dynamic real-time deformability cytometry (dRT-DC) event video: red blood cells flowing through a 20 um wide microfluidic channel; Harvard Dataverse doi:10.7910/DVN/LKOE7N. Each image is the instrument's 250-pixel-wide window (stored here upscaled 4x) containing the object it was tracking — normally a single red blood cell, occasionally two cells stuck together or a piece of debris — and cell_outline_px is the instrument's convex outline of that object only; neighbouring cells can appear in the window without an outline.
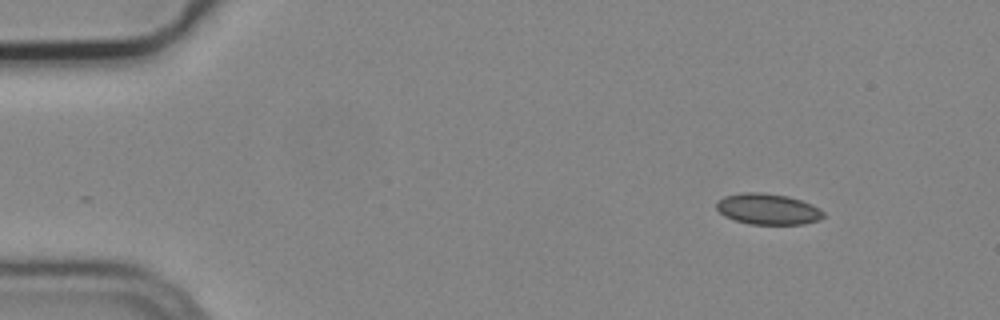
{"species": "common noctule bat (a hibernating species)", "species_latin": "Nyctalus noctula", "temperature_condition": "cold", "stored_images_in_passage": 4, "segment_of_instrument_passage": [1, 2], "camera_frame_rate_fps": 3000, "um_per_image_px": 0.085, "animal": {"sex": "male", "body_mass_g": 19.2, "forearm_length_mm": 51.8}, "frame": {"image": 1, "passage_image": 1, "time_ms": 0.0, "image_size_px": [1000, 320], "cell_outline_px": [[824, 216], [820, 220], [804, 224], [748, 224], [732, 220], [724, 216], [716, 208], [716, 200], [724, 196], [740, 192], [760, 192], [788, 196], [812, 204], [820, 208], [824, 212]], "centroid_in_image_um": [65.24, 17.77], "position_along_channel_um": 19.8, "area_um2": 19.59}}
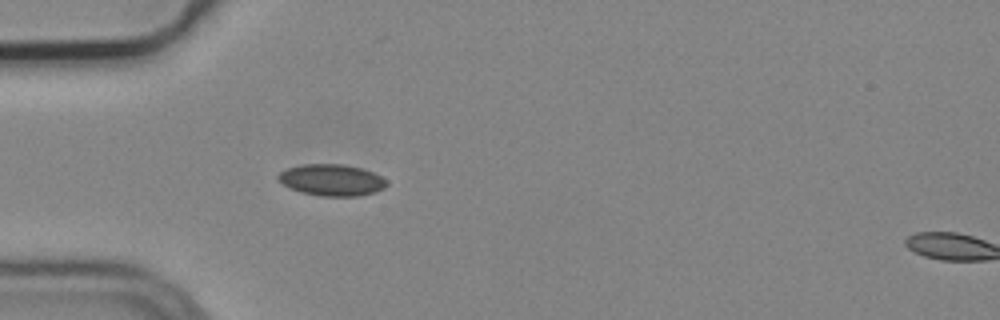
{"frame": {"image": 2, "passage_image": 3, "time_ms": 0.667, "image_size_px": [1000, 320], "cell_outline_px": [[388, 184], [384, 188], [376, 192], [356, 196], [320, 196], [300, 192], [288, 188], [276, 180], [276, 176], [280, 172], [288, 168], [304, 164], [344, 164], [360, 168], [372, 172], [388, 180]], "centroid_in_image_um": [28.17, 15.31], "position_along_channel_um": 56.8, "area_um2": 20.11}}